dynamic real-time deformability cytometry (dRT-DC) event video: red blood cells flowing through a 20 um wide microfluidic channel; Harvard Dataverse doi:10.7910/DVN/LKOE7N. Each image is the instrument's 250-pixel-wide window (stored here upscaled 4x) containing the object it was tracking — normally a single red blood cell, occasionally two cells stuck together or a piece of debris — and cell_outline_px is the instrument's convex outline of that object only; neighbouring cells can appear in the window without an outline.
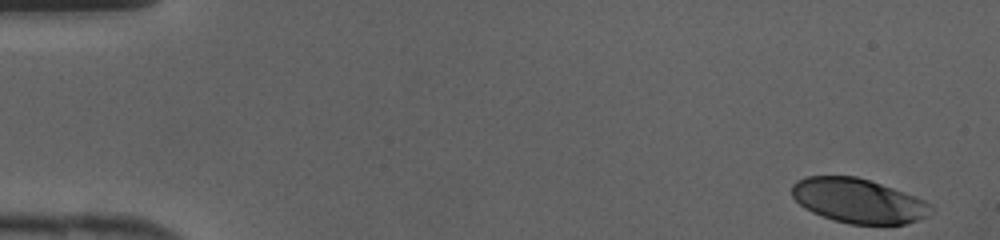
{"species": "human", "species_latin": "Homo sapiens", "temperature_condition": "cold", "stored_images_in_passage": 41, "camera_frame_rate_fps": 3000, "um_per_image_px": 0.085, "donor": {"sex": "female"}, "frame": {"image": 1, "passage_image": 1, "time_ms": 0.0, "image_size_px": [1000, 240], "cell_outline_px": [[932, 212], [920, 220], [904, 224], [848, 224], [812, 212], [804, 208], [792, 196], [792, 184], [796, 180], [808, 176], [856, 176], [916, 196], [924, 200], [932, 208]], "centroid_in_image_um": [72.94, 17.06], "position_along_channel_um": 12.1, "area_um2": 35.78}}
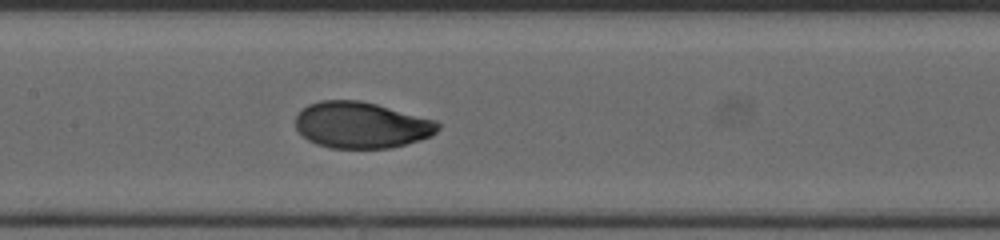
{"frame": {"image": 2, "passage_image": 20, "time_ms": 6.333, "image_size_px": [1000, 240], "cell_outline_px": [[440, 128], [432, 136], [420, 140], [392, 148], [332, 148], [316, 144], [308, 140], [296, 128], [296, 116], [308, 104], [320, 100], [360, 100], [376, 104], [436, 120], [440, 124]], "centroid_in_image_um": [30.74, 10.63], "position_along_channel_um": 176.7, "area_um2": 38.44}}
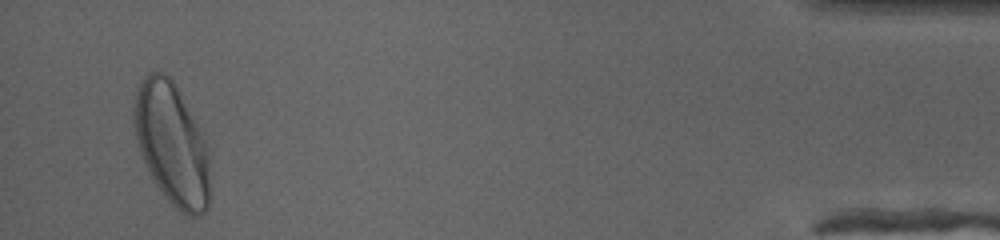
{"frame": {"image": 3, "passage_image": 40, "time_ms": 13.0, "image_size_px": [1000, 240], "cell_outline_px": [[208, 208], [200, 216], [188, 216], [180, 212], [164, 196], [156, 184], [140, 152], [136, 140], [132, 116], [132, 108], [140, 84], [144, 76], [148, 72], [164, 72], [172, 80], [196, 124], [204, 140], [208, 156]], "centroid_in_image_um": [14.57, 12.26], "position_along_channel_um": 420.6, "area_um2": 52.94}}